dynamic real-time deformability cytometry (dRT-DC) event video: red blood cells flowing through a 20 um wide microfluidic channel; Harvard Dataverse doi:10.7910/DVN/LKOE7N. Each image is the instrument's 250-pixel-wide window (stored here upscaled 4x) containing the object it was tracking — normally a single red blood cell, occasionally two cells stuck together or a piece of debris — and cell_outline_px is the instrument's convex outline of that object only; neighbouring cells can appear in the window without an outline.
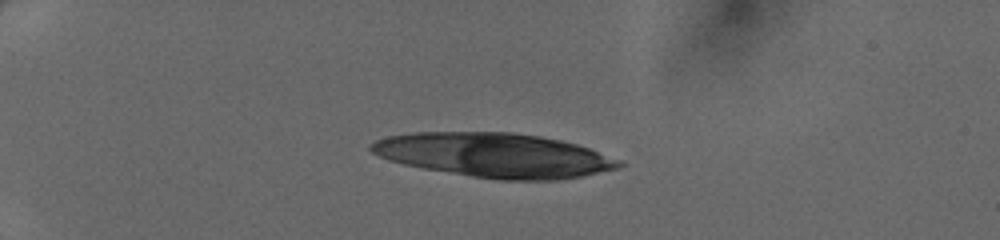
{"species": "human", "species_latin": "Homo sapiens", "temperature_condition": "cold", "stored_images_in_passage": 23, "camera_frame_rate_fps": 3000, "um_per_image_px": 0.085, "donor": {"sex": "female"}, "frame": {"image": 1, "passage_image": 1, "time_ms": 0.0, "image_size_px": [1000, 240], "cell_outline_px": [[624, 164], [616, 168], [580, 176], [556, 180], [500, 180], [472, 176], [424, 168], [404, 164], [388, 160], [372, 152], [368, 148], [376, 140], [388, 136], [416, 132], [512, 132], [540, 136], [560, 140], [576, 144], [588, 148], [620, 160]], "centroid_in_image_um": [42.0, 13.18], "position_along_channel_um": 43.0, "area_um2": 63.41}}
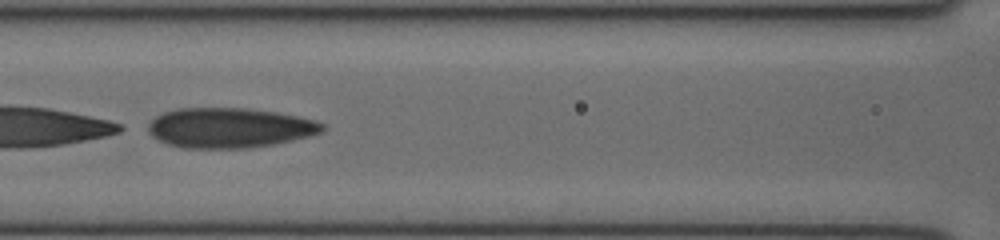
{"frame": {"image": 2, "passage_image": 13, "time_ms": 4.0, "image_size_px": [1000, 240], "cell_outline_px": [[324, 128], [320, 132], [308, 136], [272, 144], [248, 148], [180, 148], [168, 144], [152, 136], [148, 132], [148, 124], [156, 116], [164, 112], [176, 108], [248, 108], [276, 112], [316, 120], [324, 124]], "centroid_in_image_um": [19.47, 10.86], "position_along_channel_um": 147.1, "area_um2": 40.46}}
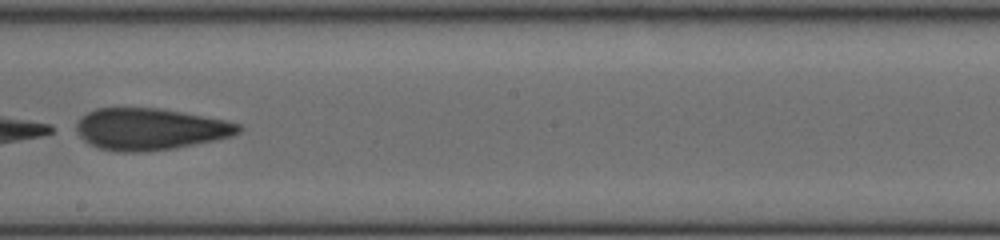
{"frame": {"image": 3, "passage_image": 19, "time_ms": 6.0, "image_size_px": [1000, 240], "cell_outline_px": [[244, 128], [240, 132], [232, 136], [176, 148], [140, 152], [120, 152], [100, 148], [88, 144], [76, 132], [76, 124], [80, 116], [96, 108], [160, 108], [184, 112], [224, 120], [240, 124]], "centroid_in_image_um": [12.74, 10.97], "position_along_channel_um": 235.5, "area_um2": 39.54}}